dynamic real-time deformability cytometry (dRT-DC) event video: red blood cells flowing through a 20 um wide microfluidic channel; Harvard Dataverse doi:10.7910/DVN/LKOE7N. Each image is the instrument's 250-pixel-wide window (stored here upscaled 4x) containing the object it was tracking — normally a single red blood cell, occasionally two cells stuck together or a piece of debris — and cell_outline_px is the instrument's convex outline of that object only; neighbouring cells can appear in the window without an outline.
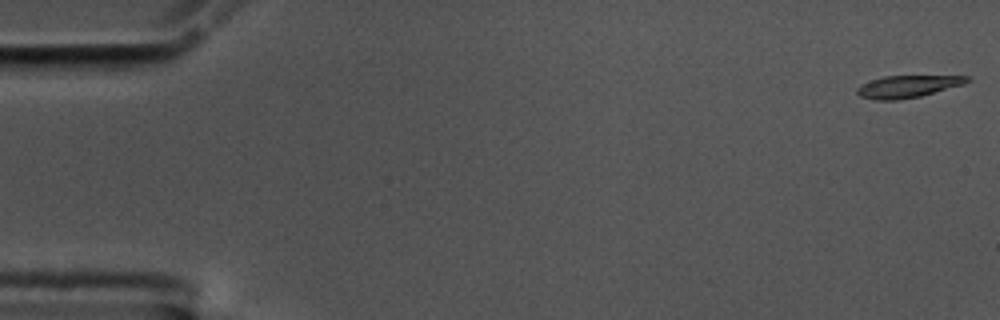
{"species": "common noctule bat (a hibernating species)", "species_latin": "Nyctalus noctula", "temperature_condition": "cold", "stored_images_in_passage": 57, "camera_frame_rate_fps": 3000, "um_per_image_px": 0.085, "animal": {"sex": "male", "body_mass_g": 17.5, "forearm_length_mm": 52.3}, "frame": {"image": 1, "passage_image": 1, "time_ms": 0.0, "image_size_px": [1000, 320], "cell_outline_px": [[972, 80], [964, 84], [920, 96], [900, 100], [876, 100], [860, 96], [856, 92], [856, 88], [860, 84], [884, 76], [972, 76]], "centroid_in_image_um": [77.15, 7.35], "position_along_channel_um": 7.8, "area_um2": 14.22}}
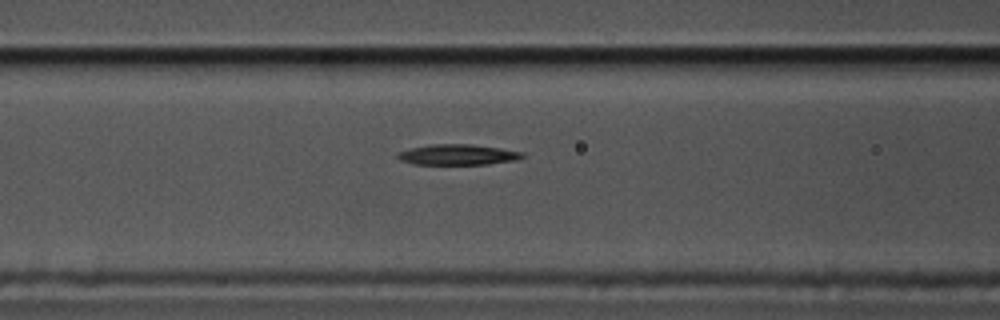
{"frame": {"image": 2, "passage_image": 23, "time_ms": 7.333, "image_size_px": [1000, 320], "cell_outline_px": [[528, 156], [516, 160], [488, 164], [412, 164], [400, 160], [396, 156], [396, 152], [428, 144], [468, 144], [500, 148], [524, 152]], "centroid_in_image_um": [38.92, 13.14], "position_along_channel_um": 127.7, "area_um2": 15.09}}
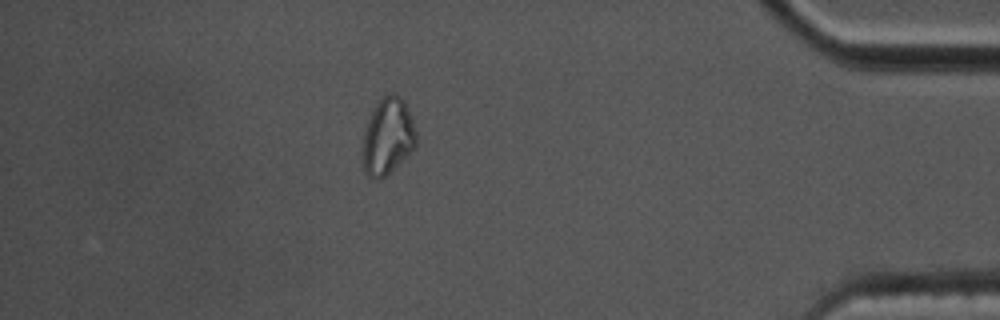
{"frame": {"image": 3, "passage_image": 50, "time_ms": 16.333, "image_size_px": [1000, 320], "cell_outline_px": [[416, 144], [412, 152], [380, 180], [376, 180], [368, 176], [364, 172], [360, 156], [364, 132], [372, 112], [380, 100], [388, 92], [392, 92], [400, 96], [404, 100], [412, 116], [416, 132]], "centroid_in_image_um": [32.95, 11.63], "position_along_channel_um": 402.3, "area_um2": 24.28}, "authors_computed_cell_mechanics": {"area_um2": 15.4326, "velocity_mm_per_s": 3.5214, "shape_relaxation_time_tau1_ms": 4.2177, "shape_relaxation_time_tau2_ms": null, "deformation_change_tau1": 0.2003, "deformation_change_tau2": null}}